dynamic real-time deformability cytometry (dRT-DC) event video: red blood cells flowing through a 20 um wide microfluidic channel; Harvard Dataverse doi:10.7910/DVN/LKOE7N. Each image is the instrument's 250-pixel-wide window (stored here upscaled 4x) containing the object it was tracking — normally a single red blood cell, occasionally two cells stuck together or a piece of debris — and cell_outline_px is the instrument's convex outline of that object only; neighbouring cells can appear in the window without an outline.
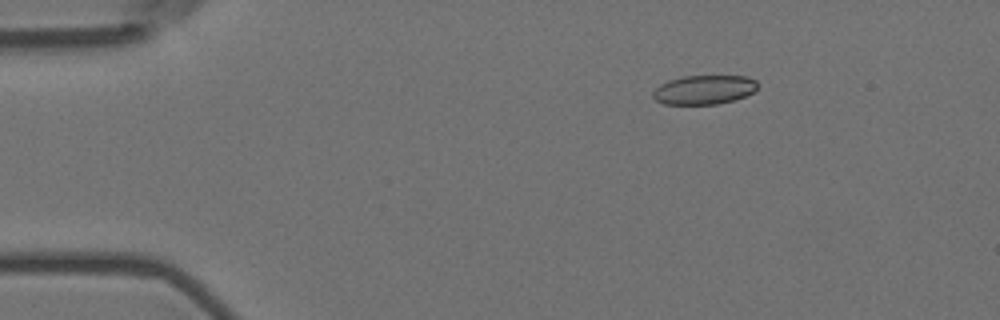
{"species": "Egyptian fruit bat (a non-hibernating species)", "species_latin": "Rousettus aegyptiacus", "temperature_condition": "room temperature", "stored_images_in_passage": 6, "camera_frame_rate_fps": 3000, "um_per_image_px": 0.085, "animal": {"sex": "female"}, "frame": {"image": 1, "passage_image": 3, "time_ms": 0.667, "image_size_px": [1000, 320], "cell_outline_px": [[756, 88], [752, 92], [744, 96], [732, 100], [716, 104], [664, 104], [656, 100], [652, 96], [652, 92], [660, 84], [668, 80], [684, 76], [748, 76], [756, 80]], "centroid_in_image_um": [59.81, 7.62], "position_along_channel_um": 25.2, "area_um2": 17.63}}